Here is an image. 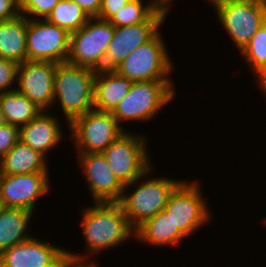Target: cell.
Masks as SVG:
<instances>
[{
  "label": "cell",
  "instance_id": "9c48e42d",
  "mask_svg": "<svg viewBox=\"0 0 266 267\" xmlns=\"http://www.w3.org/2000/svg\"><path fill=\"white\" fill-rule=\"evenodd\" d=\"M120 126L112 112L90 110L69 124L72 144L78 154L102 153L127 131Z\"/></svg>",
  "mask_w": 266,
  "mask_h": 267
},
{
  "label": "cell",
  "instance_id": "83f0119b",
  "mask_svg": "<svg viewBox=\"0 0 266 267\" xmlns=\"http://www.w3.org/2000/svg\"><path fill=\"white\" fill-rule=\"evenodd\" d=\"M18 65L11 60L0 58V94L16 89Z\"/></svg>",
  "mask_w": 266,
  "mask_h": 267
},
{
  "label": "cell",
  "instance_id": "d6a6232c",
  "mask_svg": "<svg viewBox=\"0 0 266 267\" xmlns=\"http://www.w3.org/2000/svg\"><path fill=\"white\" fill-rule=\"evenodd\" d=\"M254 77L258 83V87L262 90V94L266 95V68L259 71Z\"/></svg>",
  "mask_w": 266,
  "mask_h": 267
},
{
  "label": "cell",
  "instance_id": "603a6c76",
  "mask_svg": "<svg viewBox=\"0 0 266 267\" xmlns=\"http://www.w3.org/2000/svg\"><path fill=\"white\" fill-rule=\"evenodd\" d=\"M0 108L6 122L19 128L43 111L17 89L0 94Z\"/></svg>",
  "mask_w": 266,
  "mask_h": 267
},
{
  "label": "cell",
  "instance_id": "6da1fadb",
  "mask_svg": "<svg viewBox=\"0 0 266 267\" xmlns=\"http://www.w3.org/2000/svg\"><path fill=\"white\" fill-rule=\"evenodd\" d=\"M81 215L80 227L87 252L86 255H81L67 249L69 263L99 266L96 259L91 260L88 257L115 249L118 245L126 243L129 237L135 238V229L128 222L118 202H94L91 207L85 206Z\"/></svg>",
  "mask_w": 266,
  "mask_h": 267
},
{
  "label": "cell",
  "instance_id": "30bf717a",
  "mask_svg": "<svg viewBox=\"0 0 266 267\" xmlns=\"http://www.w3.org/2000/svg\"><path fill=\"white\" fill-rule=\"evenodd\" d=\"M201 184L183 181L171 193L164 210L170 215L175 228L187 238L211 219L210 207L202 194ZM209 209V210H208Z\"/></svg>",
  "mask_w": 266,
  "mask_h": 267
},
{
  "label": "cell",
  "instance_id": "ac0fdd59",
  "mask_svg": "<svg viewBox=\"0 0 266 267\" xmlns=\"http://www.w3.org/2000/svg\"><path fill=\"white\" fill-rule=\"evenodd\" d=\"M132 81L115 70H99L94 82V109L113 112L129 93Z\"/></svg>",
  "mask_w": 266,
  "mask_h": 267
},
{
  "label": "cell",
  "instance_id": "44dd1931",
  "mask_svg": "<svg viewBox=\"0 0 266 267\" xmlns=\"http://www.w3.org/2000/svg\"><path fill=\"white\" fill-rule=\"evenodd\" d=\"M47 162L44 155L19 140L0 160V174L49 172Z\"/></svg>",
  "mask_w": 266,
  "mask_h": 267
},
{
  "label": "cell",
  "instance_id": "ffe728a7",
  "mask_svg": "<svg viewBox=\"0 0 266 267\" xmlns=\"http://www.w3.org/2000/svg\"><path fill=\"white\" fill-rule=\"evenodd\" d=\"M27 17L0 22V58L21 64L27 60Z\"/></svg>",
  "mask_w": 266,
  "mask_h": 267
},
{
  "label": "cell",
  "instance_id": "ba28073f",
  "mask_svg": "<svg viewBox=\"0 0 266 267\" xmlns=\"http://www.w3.org/2000/svg\"><path fill=\"white\" fill-rule=\"evenodd\" d=\"M147 144L148 139L144 134L142 136L127 130L102 152L123 186L131 184L153 166Z\"/></svg>",
  "mask_w": 266,
  "mask_h": 267
},
{
  "label": "cell",
  "instance_id": "484cf974",
  "mask_svg": "<svg viewBox=\"0 0 266 267\" xmlns=\"http://www.w3.org/2000/svg\"><path fill=\"white\" fill-rule=\"evenodd\" d=\"M239 53L244 63L247 62L246 65L250 68L248 70L253 76L266 68V21Z\"/></svg>",
  "mask_w": 266,
  "mask_h": 267
},
{
  "label": "cell",
  "instance_id": "9a60e30c",
  "mask_svg": "<svg viewBox=\"0 0 266 267\" xmlns=\"http://www.w3.org/2000/svg\"><path fill=\"white\" fill-rule=\"evenodd\" d=\"M56 66L50 61L30 60L18 65L16 89L42 110L53 107Z\"/></svg>",
  "mask_w": 266,
  "mask_h": 267
},
{
  "label": "cell",
  "instance_id": "4fadbf2b",
  "mask_svg": "<svg viewBox=\"0 0 266 267\" xmlns=\"http://www.w3.org/2000/svg\"><path fill=\"white\" fill-rule=\"evenodd\" d=\"M49 172L0 174V205L34 212L38 200L49 193Z\"/></svg>",
  "mask_w": 266,
  "mask_h": 267
},
{
  "label": "cell",
  "instance_id": "d590c367",
  "mask_svg": "<svg viewBox=\"0 0 266 267\" xmlns=\"http://www.w3.org/2000/svg\"><path fill=\"white\" fill-rule=\"evenodd\" d=\"M7 122H6V119H5V116L0 108V126H3L5 125Z\"/></svg>",
  "mask_w": 266,
  "mask_h": 267
},
{
  "label": "cell",
  "instance_id": "8fae6325",
  "mask_svg": "<svg viewBox=\"0 0 266 267\" xmlns=\"http://www.w3.org/2000/svg\"><path fill=\"white\" fill-rule=\"evenodd\" d=\"M170 9L160 6L145 22L115 27L104 57V70H114L138 46L150 41L160 30Z\"/></svg>",
  "mask_w": 266,
  "mask_h": 267
},
{
  "label": "cell",
  "instance_id": "e575fe53",
  "mask_svg": "<svg viewBox=\"0 0 266 267\" xmlns=\"http://www.w3.org/2000/svg\"><path fill=\"white\" fill-rule=\"evenodd\" d=\"M65 267H99V266H94V265H84V264H72L68 263Z\"/></svg>",
  "mask_w": 266,
  "mask_h": 267
},
{
  "label": "cell",
  "instance_id": "4dcf8cb0",
  "mask_svg": "<svg viewBox=\"0 0 266 267\" xmlns=\"http://www.w3.org/2000/svg\"><path fill=\"white\" fill-rule=\"evenodd\" d=\"M19 14L18 0H0V22L15 18Z\"/></svg>",
  "mask_w": 266,
  "mask_h": 267
},
{
  "label": "cell",
  "instance_id": "1f68e13d",
  "mask_svg": "<svg viewBox=\"0 0 266 267\" xmlns=\"http://www.w3.org/2000/svg\"><path fill=\"white\" fill-rule=\"evenodd\" d=\"M75 1L90 17H98L102 0H72Z\"/></svg>",
  "mask_w": 266,
  "mask_h": 267
},
{
  "label": "cell",
  "instance_id": "74e56055",
  "mask_svg": "<svg viewBox=\"0 0 266 267\" xmlns=\"http://www.w3.org/2000/svg\"><path fill=\"white\" fill-rule=\"evenodd\" d=\"M265 21H266V0H265Z\"/></svg>",
  "mask_w": 266,
  "mask_h": 267
},
{
  "label": "cell",
  "instance_id": "f35d334b",
  "mask_svg": "<svg viewBox=\"0 0 266 267\" xmlns=\"http://www.w3.org/2000/svg\"><path fill=\"white\" fill-rule=\"evenodd\" d=\"M263 224L266 225V218H263Z\"/></svg>",
  "mask_w": 266,
  "mask_h": 267
},
{
  "label": "cell",
  "instance_id": "7c38bea8",
  "mask_svg": "<svg viewBox=\"0 0 266 267\" xmlns=\"http://www.w3.org/2000/svg\"><path fill=\"white\" fill-rule=\"evenodd\" d=\"M27 60L66 62L70 33L46 19L27 18Z\"/></svg>",
  "mask_w": 266,
  "mask_h": 267
},
{
  "label": "cell",
  "instance_id": "7402d4cb",
  "mask_svg": "<svg viewBox=\"0 0 266 267\" xmlns=\"http://www.w3.org/2000/svg\"><path fill=\"white\" fill-rule=\"evenodd\" d=\"M33 214L22 208L0 207V253L32 236L27 229Z\"/></svg>",
  "mask_w": 266,
  "mask_h": 267
},
{
  "label": "cell",
  "instance_id": "4316f807",
  "mask_svg": "<svg viewBox=\"0 0 266 267\" xmlns=\"http://www.w3.org/2000/svg\"><path fill=\"white\" fill-rule=\"evenodd\" d=\"M60 0H18L20 14L28 19H46Z\"/></svg>",
  "mask_w": 266,
  "mask_h": 267
},
{
  "label": "cell",
  "instance_id": "8992f818",
  "mask_svg": "<svg viewBox=\"0 0 266 267\" xmlns=\"http://www.w3.org/2000/svg\"><path fill=\"white\" fill-rule=\"evenodd\" d=\"M211 5L239 52L265 22V0H217Z\"/></svg>",
  "mask_w": 266,
  "mask_h": 267
},
{
  "label": "cell",
  "instance_id": "d6986e66",
  "mask_svg": "<svg viewBox=\"0 0 266 267\" xmlns=\"http://www.w3.org/2000/svg\"><path fill=\"white\" fill-rule=\"evenodd\" d=\"M187 237L175 228L170 215L163 210L135 229V240L152 246H174Z\"/></svg>",
  "mask_w": 266,
  "mask_h": 267
},
{
  "label": "cell",
  "instance_id": "5bb4252c",
  "mask_svg": "<svg viewBox=\"0 0 266 267\" xmlns=\"http://www.w3.org/2000/svg\"><path fill=\"white\" fill-rule=\"evenodd\" d=\"M68 263L67 249L34 235L0 253V267H65Z\"/></svg>",
  "mask_w": 266,
  "mask_h": 267
},
{
  "label": "cell",
  "instance_id": "277c9868",
  "mask_svg": "<svg viewBox=\"0 0 266 267\" xmlns=\"http://www.w3.org/2000/svg\"><path fill=\"white\" fill-rule=\"evenodd\" d=\"M173 81L133 82L129 93L112 112L122 126L123 122H147L168 105L176 96ZM121 122V123H120Z\"/></svg>",
  "mask_w": 266,
  "mask_h": 267
},
{
  "label": "cell",
  "instance_id": "d4e9b609",
  "mask_svg": "<svg viewBox=\"0 0 266 267\" xmlns=\"http://www.w3.org/2000/svg\"><path fill=\"white\" fill-rule=\"evenodd\" d=\"M130 0L117 11L109 21L115 27L129 26L145 22L161 5L156 0ZM146 3V4H145Z\"/></svg>",
  "mask_w": 266,
  "mask_h": 267
},
{
  "label": "cell",
  "instance_id": "5b68a950",
  "mask_svg": "<svg viewBox=\"0 0 266 267\" xmlns=\"http://www.w3.org/2000/svg\"><path fill=\"white\" fill-rule=\"evenodd\" d=\"M160 30L150 41L138 46L114 69L132 82L173 81L174 63Z\"/></svg>",
  "mask_w": 266,
  "mask_h": 267
},
{
  "label": "cell",
  "instance_id": "f1b7e54d",
  "mask_svg": "<svg viewBox=\"0 0 266 267\" xmlns=\"http://www.w3.org/2000/svg\"><path fill=\"white\" fill-rule=\"evenodd\" d=\"M19 141V127L6 123L0 126V160Z\"/></svg>",
  "mask_w": 266,
  "mask_h": 267
},
{
  "label": "cell",
  "instance_id": "2e32d148",
  "mask_svg": "<svg viewBox=\"0 0 266 267\" xmlns=\"http://www.w3.org/2000/svg\"><path fill=\"white\" fill-rule=\"evenodd\" d=\"M79 167L85 175L91 201L119 202L124 186L115 177L102 153L77 154Z\"/></svg>",
  "mask_w": 266,
  "mask_h": 267
},
{
  "label": "cell",
  "instance_id": "3957f363",
  "mask_svg": "<svg viewBox=\"0 0 266 267\" xmlns=\"http://www.w3.org/2000/svg\"><path fill=\"white\" fill-rule=\"evenodd\" d=\"M93 69L76 66L68 62L58 63L54 73L53 108L58 102L63 116L69 124L78 116L94 109Z\"/></svg>",
  "mask_w": 266,
  "mask_h": 267
},
{
  "label": "cell",
  "instance_id": "836d02e7",
  "mask_svg": "<svg viewBox=\"0 0 266 267\" xmlns=\"http://www.w3.org/2000/svg\"><path fill=\"white\" fill-rule=\"evenodd\" d=\"M161 6L171 9L173 0H156ZM172 2V3H171Z\"/></svg>",
  "mask_w": 266,
  "mask_h": 267
},
{
  "label": "cell",
  "instance_id": "7a4b0ae2",
  "mask_svg": "<svg viewBox=\"0 0 266 267\" xmlns=\"http://www.w3.org/2000/svg\"><path fill=\"white\" fill-rule=\"evenodd\" d=\"M153 170L154 168L152 166L131 184L124 186V191L118 202L128 222L134 229L147 219L163 211L171 193L183 181L182 179L179 180L164 176L150 178L149 175L151 176ZM144 177L148 179L145 181ZM133 186L137 188L135 190L133 189L132 192L131 189ZM129 190L131 191L130 193Z\"/></svg>",
  "mask_w": 266,
  "mask_h": 267
},
{
  "label": "cell",
  "instance_id": "e0dca14e",
  "mask_svg": "<svg viewBox=\"0 0 266 267\" xmlns=\"http://www.w3.org/2000/svg\"><path fill=\"white\" fill-rule=\"evenodd\" d=\"M49 113V110H43L29 123L19 128V140L46 158L50 150L58 147L66 135L63 133L58 116Z\"/></svg>",
  "mask_w": 266,
  "mask_h": 267
},
{
  "label": "cell",
  "instance_id": "52a82bcc",
  "mask_svg": "<svg viewBox=\"0 0 266 267\" xmlns=\"http://www.w3.org/2000/svg\"><path fill=\"white\" fill-rule=\"evenodd\" d=\"M114 31L115 26L109 20L90 18L81 29L70 33L66 62L95 71L103 70L104 57Z\"/></svg>",
  "mask_w": 266,
  "mask_h": 267
},
{
  "label": "cell",
  "instance_id": "8d00e7d4",
  "mask_svg": "<svg viewBox=\"0 0 266 267\" xmlns=\"http://www.w3.org/2000/svg\"><path fill=\"white\" fill-rule=\"evenodd\" d=\"M208 1H209L208 3H210V5H211L212 3H214L217 0H208Z\"/></svg>",
  "mask_w": 266,
  "mask_h": 267
},
{
  "label": "cell",
  "instance_id": "cb8c5ba5",
  "mask_svg": "<svg viewBox=\"0 0 266 267\" xmlns=\"http://www.w3.org/2000/svg\"><path fill=\"white\" fill-rule=\"evenodd\" d=\"M89 19L86 12L72 0H60L46 18L48 22L66 29L69 33L81 29Z\"/></svg>",
  "mask_w": 266,
  "mask_h": 267
},
{
  "label": "cell",
  "instance_id": "f546056e",
  "mask_svg": "<svg viewBox=\"0 0 266 267\" xmlns=\"http://www.w3.org/2000/svg\"><path fill=\"white\" fill-rule=\"evenodd\" d=\"M130 0H102L101 8L97 18L109 20L119 9L125 6Z\"/></svg>",
  "mask_w": 266,
  "mask_h": 267
}]
</instances>
